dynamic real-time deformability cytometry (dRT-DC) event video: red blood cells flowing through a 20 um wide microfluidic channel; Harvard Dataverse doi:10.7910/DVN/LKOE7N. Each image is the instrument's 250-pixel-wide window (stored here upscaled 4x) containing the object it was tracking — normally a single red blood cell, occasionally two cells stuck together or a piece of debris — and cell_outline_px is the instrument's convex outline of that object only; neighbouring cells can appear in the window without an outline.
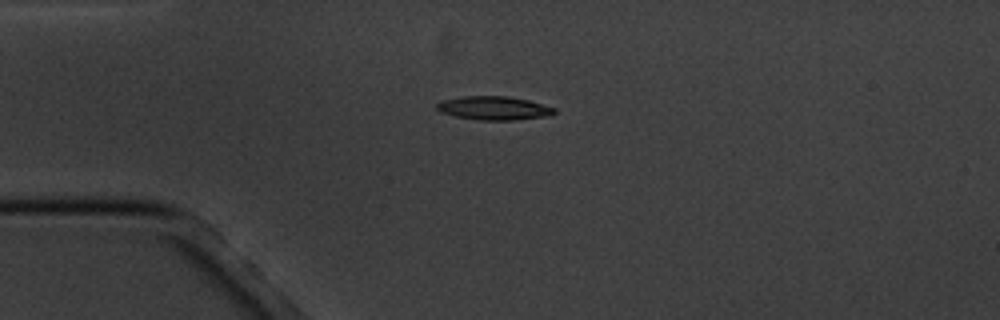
{"species": "common noctule bat (a hibernating species)", "species_latin": "Nyctalus noctula", "temperature_condition": "cold", "stored_images_in_passage": 7, "camera_frame_rate_fps": 3000, "um_per_image_px": 0.085, "animal": {"sex": "male", "body_mass_g": 20.1, "forearm_length_mm": 53.5}, "frame": {"image": 1, "passage_image": 4, "time_ms": 3.333, "image_size_px": [1000, 320], "cell_outline_px": [[556, 112], [552, 116], [516, 120], [480, 120], [456, 116], [440, 112], [436, 108], [436, 104], [440, 100], [464, 96], [508, 96], [528, 100], [556, 108]], "centroid_in_image_um": [42.0, 9.19], "position_along_channel_um": 43.0, "area_um2": 16.36}}
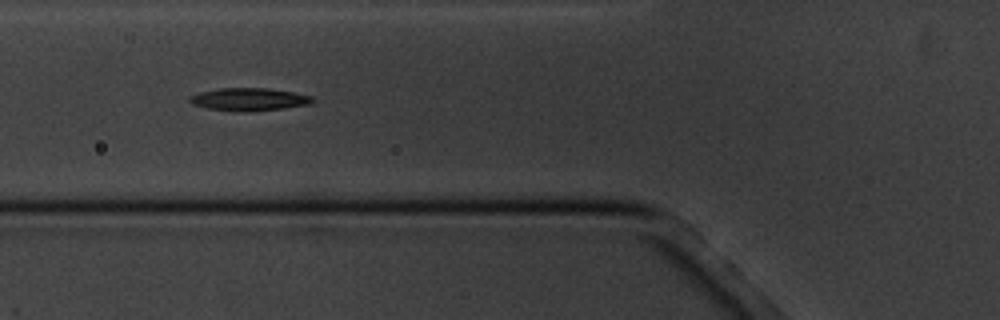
{"frame": {"image": 2, "passage_image": 6, "time_ms": 5.667, "image_size_px": [1000, 320], "cell_outline_px": [[316, 100], [308, 104], [284, 108], [248, 112], [236, 112], [208, 108], [192, 104], [188, 100], [192, 96], [200, 92], [220, 88], [268, 88], [292, 92], [312, 96]], "centroid_in_image_um": [21.18, 8.45], "position_along_channel_um": 104.6, "area_um2": 16.24}}
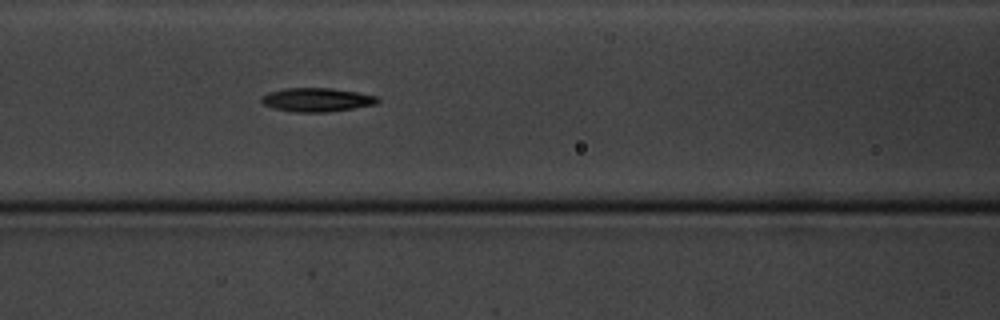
{"frame": {"image": 3, "passage_image": 7, "time_ms": 6.667, "image_size_px": [1000, 320], "cell_outline_px": [[380, 100], [376, 104], [328, 112], [292, 112], [272, 108], [264, 104], [260, 100], [260, 96], [268, 92], [284, 88], [332, 88], [356, 92], [376, 96]], "centroid_in_image_um": [26.87, 8.48], "position_along_channel_um": 139.7, "area_um2": 16.13}}